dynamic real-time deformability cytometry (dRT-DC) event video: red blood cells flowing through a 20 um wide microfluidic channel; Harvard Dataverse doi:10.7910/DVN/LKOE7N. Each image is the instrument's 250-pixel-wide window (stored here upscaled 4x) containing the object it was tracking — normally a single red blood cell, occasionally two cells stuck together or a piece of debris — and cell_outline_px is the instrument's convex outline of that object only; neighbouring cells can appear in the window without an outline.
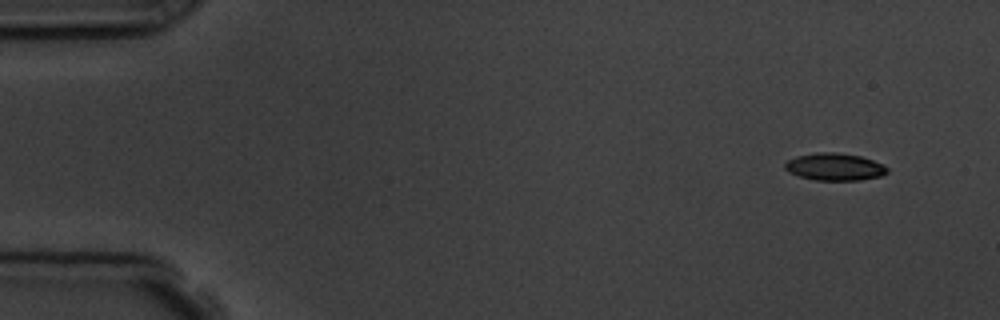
{"species": "common noctule bat (a hibernating species)", "species_latin": "Nyctalus noctula", "temperature_condition": "room temperature", "stored_images_in_passage": 6, "camera_frame_rate_fps": 3000, "um_per_image_px": 0.085, "animal": {"sex": "male", "body_mass_g": 19.5, "forearm_length_mm": 54.6}, "frame": {"image": 1, "passage_image": 1, "time_ms": 0.0, "image_size_px": [1000, 320], "cell_outline_px": [[888, 172], [880, 176], [860, 180], [816, 180], [800, 176], [788, 172], [784, 168], [784, 164], [788, 160], [796, 156], [816, 152], [836, 152], [860, 156], [872, 160], [888, 168]], "centroid_in_image_um": [70.91, 14.17], "position_along_channel_um": 14.1, "area_um2": 16.18}}
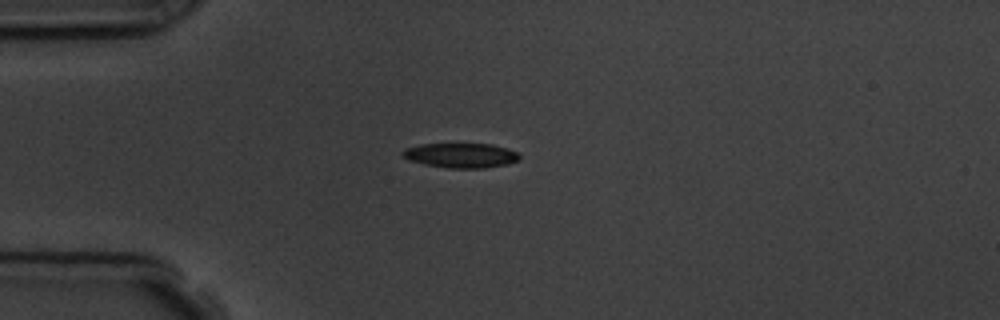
{"frame": {"image": 2, "passage_image": 4, "time_ms": 3.333, "image_size_px": [1000, 320], "cell_outline_px": [[520, 160], [508, 164], [484, 168], [448, 168], [424, 164], [408, 160], [400, 156], [400, 152], [404, 148], [420, 144], [492, 144], [508, 148], [516, 152], [520, 156]], "centroid_in_image_um": [39.14, 13.21], "position_along_channel_um": 45.9, "area_um2": 17.05}}
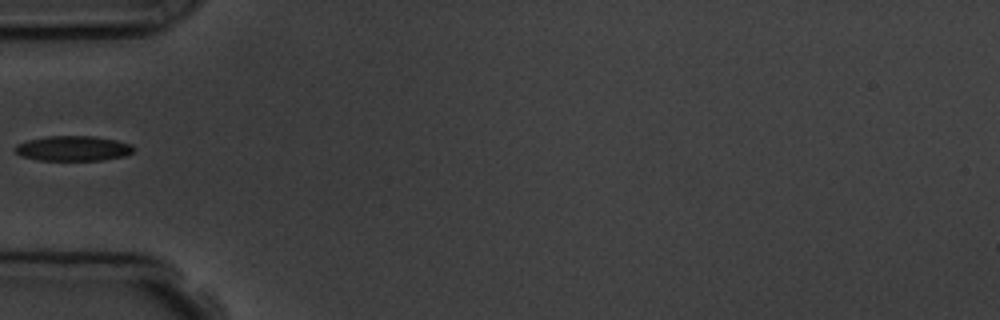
{"frame": {"image": 3, "passage_image": 5, "time_ms": 4.667, "image_size_px": [1000, 320], "cell_outline_px": [[136, 148], [132, 152], [124, 156], [100, 160], [36, 160], [20, 156], [12, 148], [16, 144], [28, 140], [48, 136], [92, 136], [116, 140], [132, 144]], "centroid_in_image_um": [6.19, 12.61], "position_along_channel_um": 78.8, "area_um2": 17.4}}